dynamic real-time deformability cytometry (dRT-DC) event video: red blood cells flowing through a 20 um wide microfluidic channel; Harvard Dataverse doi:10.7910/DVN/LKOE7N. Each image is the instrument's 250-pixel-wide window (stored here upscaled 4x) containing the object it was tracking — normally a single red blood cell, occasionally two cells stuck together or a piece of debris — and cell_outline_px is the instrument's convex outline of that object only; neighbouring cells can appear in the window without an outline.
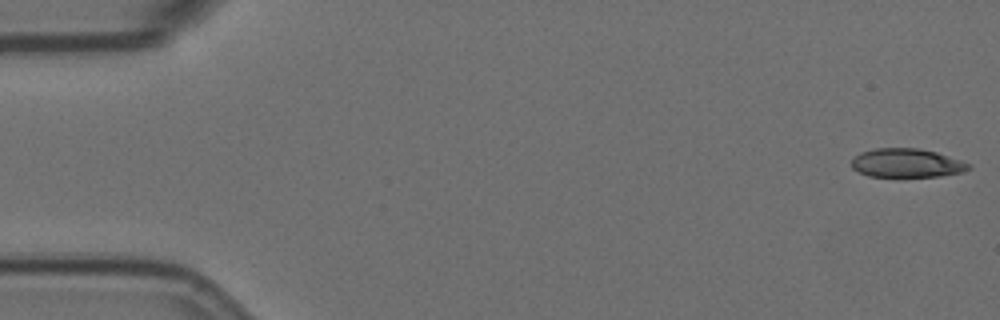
{"species": "Egyptian fruit bat (a non-hibernating species)", "species_latin": "Rousettus aegyptiacus", "temperature_condition": "room temperature", "stored_images_in_passage": 56, "camera_frame_rate_fps": 3000, "um_per_image_px": 0.085, "animal": {"sex": "female"}, "frame": {"image": 1, "passage_image": 1, "time_ms": 0.0, "image_size_px": [1000, 320], "cell_outline_px": [[972, 168], [964, 172], [940, 176], [868, 176], [852, 168], [852, 160], [860, 152], [876, 148], [920, 148], [936, 152], [972, 164]], "centroid_in_image_um": [77.11, 13.85], "position_along_channel_um": 7.9, "area_um2": 19.59}}
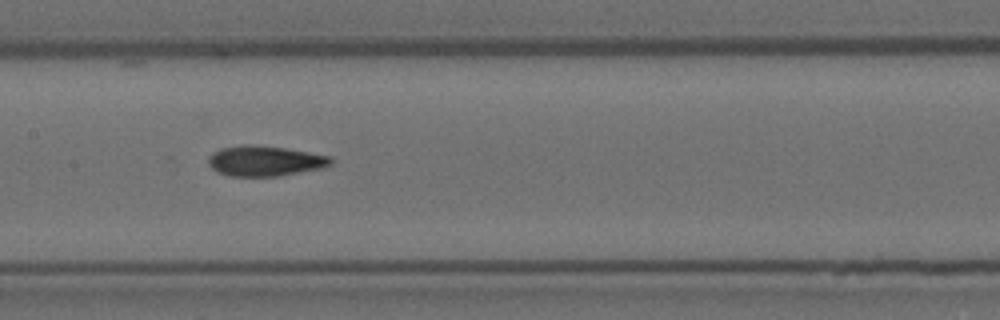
{"frame": {"image": 2, "passage_image": 27, "time_ms": 8.667, "image_size_px": [1000, 320], "cell_outline_px": [[336, 160], [332, 164], [324, 168], [280, 176], [228, 176], [216, 172], [208, 164], [208, 156], [212, 152], [220, 148], [244, 144], [256, 144], [284, 148], [332, 156]], "centroid_in_image_um": [22.53, 13.68], "position_along_channel_um": 184.9, "area_um2": 22.14}}
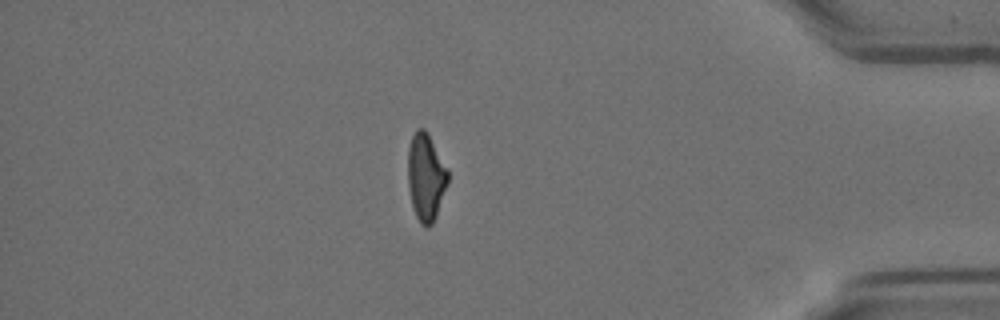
{"frame": {"image": 3, "passage_image": 48, "time_ms": 15.667, "image_size_px": [1000, 320], "cell_outline_px": [[448, 184], [436, 216], [432, 224], [428, 228], [420, 224], [416, 216], [412, 204], [408, 188], [408, 148], [412, 136], [416, 128], [424, 128], [428, 132], [448, 168]], "centroid_in_image_um": [36.21, 15.03], "position_along_channel_um": 399.0, "area_um2": 20.63}}